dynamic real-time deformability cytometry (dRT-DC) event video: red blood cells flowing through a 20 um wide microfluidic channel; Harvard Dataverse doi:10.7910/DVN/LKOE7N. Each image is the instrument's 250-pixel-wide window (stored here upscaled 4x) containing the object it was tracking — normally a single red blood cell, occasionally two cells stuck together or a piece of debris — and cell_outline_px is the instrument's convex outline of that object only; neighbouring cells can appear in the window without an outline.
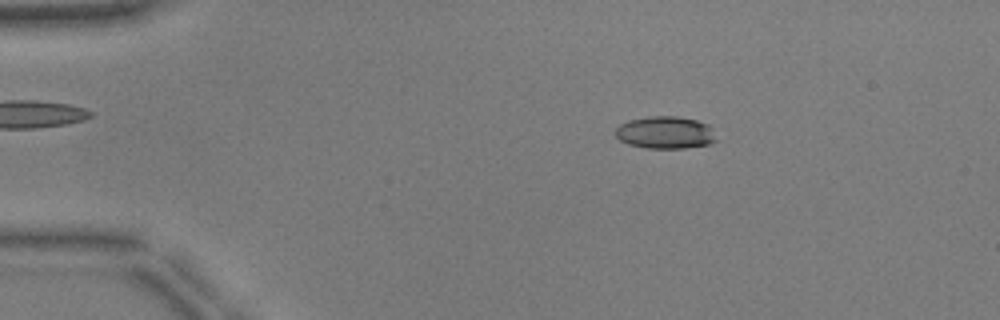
{"species": "common noctule bat (a hibernating species)", "species_latin": "Nyctalus noctula", "temperature_condition": "warm", "stored_images_in_passage": 45, "camera_frame_rate_fps": 3000, "um_per_image_px": 0.085, "animal": {"sex": "male", "body_mass_g": 17.9, "forearm_length_mm": 54.2}, "frame": {"image": 1, "passage_image": 3, "time_ms": 0.667, "image_size_px": [1000, 320], "cell_outline_px": [[720, 140], [708, 144], [684, 148], [644, 148], [628, 144], [620, 140], [616, 136], [616, 128], [620, 124], [628, 120], [648, 116], [676, 116], [696, 120], [708, 124], [712, 128]], "centroid_in_image_um": [56.58, 11.26], "position_along_channel_um": 28.4, "area_um2": 19.25}}
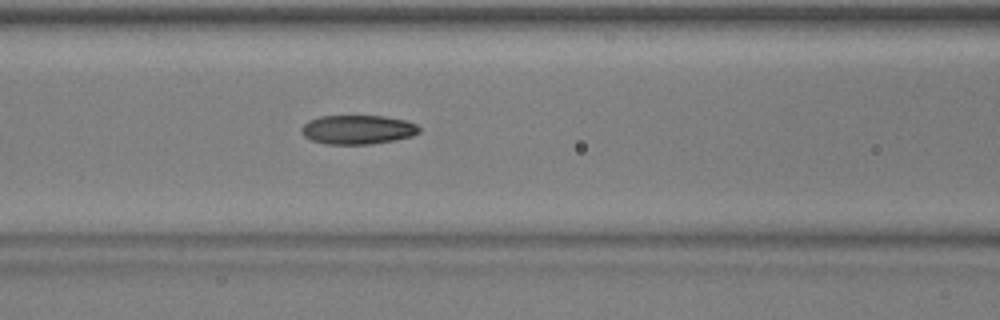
{"frame": {"image": 2, "passage_image": 16, "time_ms": 5.0, "image_size_px": [1000, 320], "cell_outline_px": [[420, 132], [412, 136], [396, 140], [372, 144], [324, 144], [312, 140], [304, 136], [300, 128], [308, 120], [320, 116], [384, 116], [404, 120], [416, 124], [420, 128]], "centroid_in_image_um": [30.4, 11.02], "position_along_channel_um": 136.2, "area_um2": 20.06}}
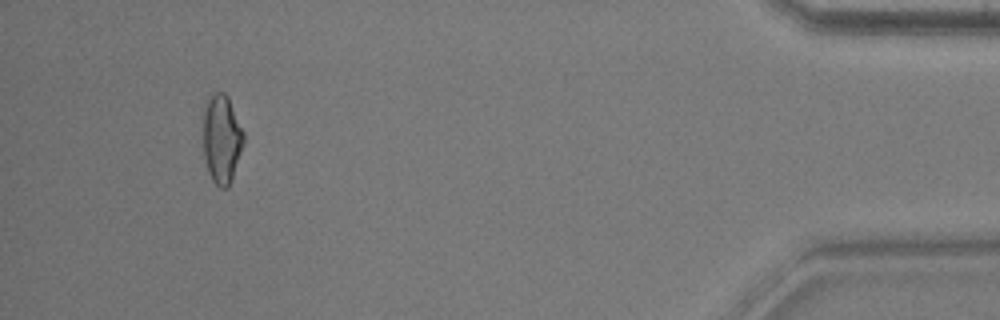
{"frame": {"image": 3, "passage_image": 42, "time_ms": 13.667, "image_size_px": [1000, 320], "cell_outline_px": [[244, 144], [232, 180], [228, 188], [220, 188], [212, 180], [208, 172], [204, 156], [204, 104], [208, 92], [224, 92], [228, 96], [244, 132]], "centroid_in_image_um": [18.85, 11.78], "position_along_channel_um": 416.4, "area_um2": 21.33}, "authors_computed_cell_mechanics": {"area_um2": 19.8832, "velocity_mm_per_s": 3.9629, "shape_relaxation_time_tau1_ms": 11.1592, "shape_relaxation_time_tau2_ms": 1.6574, "deformation_change_tau1": 0.2751, "deformation_change_tau2": 0.076}}